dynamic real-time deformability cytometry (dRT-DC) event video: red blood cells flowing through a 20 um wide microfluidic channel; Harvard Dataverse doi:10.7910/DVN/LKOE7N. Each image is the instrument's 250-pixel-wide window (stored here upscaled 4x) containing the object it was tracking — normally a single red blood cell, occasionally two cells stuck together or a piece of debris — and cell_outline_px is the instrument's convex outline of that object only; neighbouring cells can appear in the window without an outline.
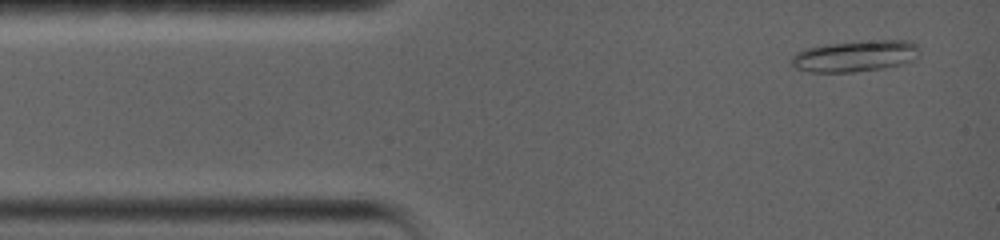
{"species": "common noctule bat (a hibernating species)", "species_latin": "Nyctalus noctula", "temperature_condition": "warm", "stored_images_in_passage": 65, "camera_frame_rate_fps": 5000, "um_per_image_px": 0.085, "animal": {"sex": "female", "body_mass_g": 19.0, "forearm_length_mm": 56.7}, "frame": {"image": 1, "passage_image": 3, "time_ms": 0.6, "image_size_px": [1000, 240], "cell_outline_px": [[920, 52], [912, 60], [900, 64], [880, 68], [852, 72], [812, 72], [796, 68], [788, 60], [796, 52], [804, 48], [824, 44], [860, 40], [912, 40], [920, 48]], "centroid_in_image_um": [72.66, 4.73], "position_along_channel_um": 12.3, "area_um2": 23.64}}
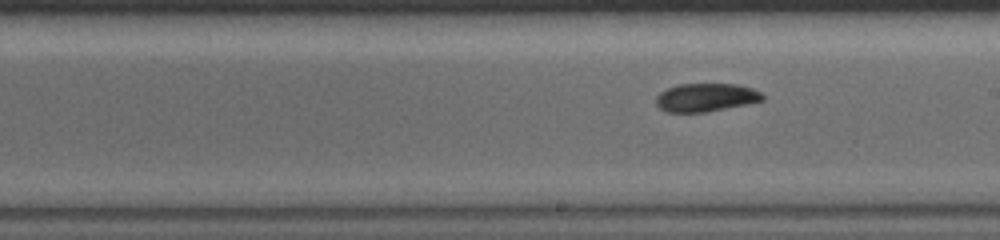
{"frame": {"image": 2, "passage_image": 34, "time_ms": 8.2, "image_size_px": [1000, 240], "cell_outline_px": [[764, 100], [748, 104], [704, 112], [664, 112], [656, 104], [656, 96], [660, 92], [668, 88], [680, 84], [736, 84], [752, 88], [760, 92], [764, 96]], "centroid_in_image_um": [59.99, 8.28], "position_along_channel_um": 229.0, "area_um2": 17.51}}
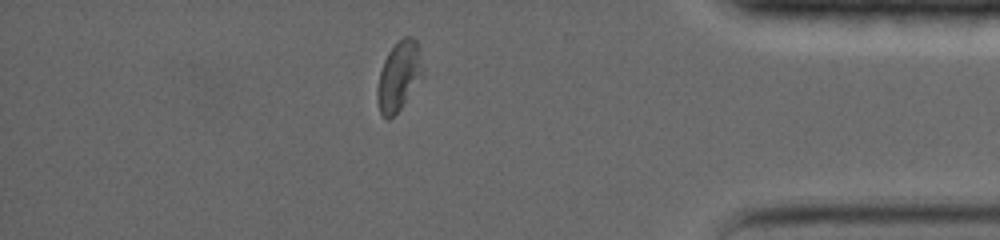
{"frame": {"image": 3, "passage_image": 57, "time_ms": 13.8, "image_size_px": [1000, 240], "cell_outline_px": [[424, 76], [400, 108], [388, 120], [380, 112], [376, 96], [376, 88], [380, 72], [384, 60], [388, 52], [404, 36], [412, 36], [416, 40]], "centroid_in_image_um": [33.89, 6.47], "position_along_channel_um": 401.3, "area_um2": 18.09}, "authors_computed_cell_mechanics": {"area_um2": 18.207, "velocity_mm_per_s": 3.6099, "shape_relaxation_time_tau1_ms": null, "shape_relaxation_time_tau2_ms": 4.074, "deformation_change_tau1": null, "deformation_change_tau2": 0.0761}}